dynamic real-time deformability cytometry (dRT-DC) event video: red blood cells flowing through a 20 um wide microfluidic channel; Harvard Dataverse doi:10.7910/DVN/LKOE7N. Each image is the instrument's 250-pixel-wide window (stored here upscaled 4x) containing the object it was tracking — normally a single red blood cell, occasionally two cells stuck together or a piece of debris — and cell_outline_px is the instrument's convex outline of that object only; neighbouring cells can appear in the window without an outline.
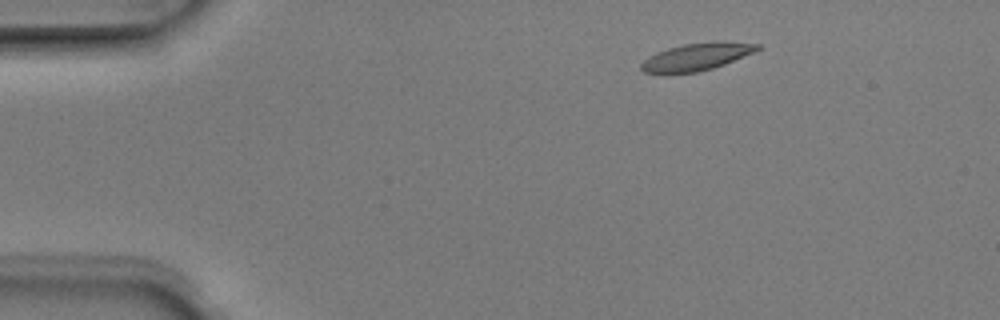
{"species": "Egyptian fruit bat (a non-hibernating species)", "species_latin": "Rousettus aegyptiacus", "temperature_condition": "room temperature", "stored_images_in_passage": 4, "camera_frame_rate_fps": 3000, "um_per_image_px": 0.085, "animal": {"sex": "male"}, "frame": {"image": 1, "passage_image": 2, "time_ms": 0.333, "image_size_px": [1000, 320], "cell_outline_px": [[760, 48], [752, 52], [724, 64], [712, 68], [696, 72], [664, 76], [644, 72], [640, 68], [640, 64], [648, 56], [656, 52], [668, 48], [684, 44], [760, 44]], "centroid_in_image_um": [58.98, 4.93], "position_along_channel_um": 26.0, "area_um2": 17.86}}